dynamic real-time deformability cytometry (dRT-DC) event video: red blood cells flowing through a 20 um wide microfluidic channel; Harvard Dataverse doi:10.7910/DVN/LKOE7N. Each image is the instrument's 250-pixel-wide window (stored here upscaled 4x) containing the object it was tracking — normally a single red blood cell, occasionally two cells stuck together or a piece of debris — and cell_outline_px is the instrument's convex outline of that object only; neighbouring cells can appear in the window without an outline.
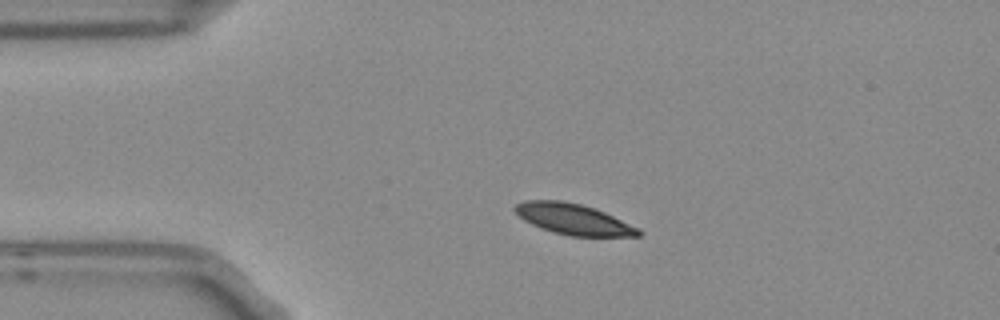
{"species": "Egyptian fruit bat (a non-hibernating species)", "species_latin": "Rousettus aegyptiacus", "temperature_condition": "room temperature", "stored_images_in_passage": 2, "camera_frame_rate_fps": 3000, "um_per_image_px": 0.085, "frame": {"image": 1, "passage_image": 1, "time_ms": 0.0, "image_size_px": [1000, 320], "cell_outline_px": [[644, 232], [640, 236], [568, 236], [552, 232], [540, 228], [524, 220], [512, 208], [516, 204], [524, 200], [564, 200], [596, 208], [640, 228]], "centroid_in_image_um": [48.76, 18.63], "position_along_channel_um": 36.2, "area_um2": 22.43}}